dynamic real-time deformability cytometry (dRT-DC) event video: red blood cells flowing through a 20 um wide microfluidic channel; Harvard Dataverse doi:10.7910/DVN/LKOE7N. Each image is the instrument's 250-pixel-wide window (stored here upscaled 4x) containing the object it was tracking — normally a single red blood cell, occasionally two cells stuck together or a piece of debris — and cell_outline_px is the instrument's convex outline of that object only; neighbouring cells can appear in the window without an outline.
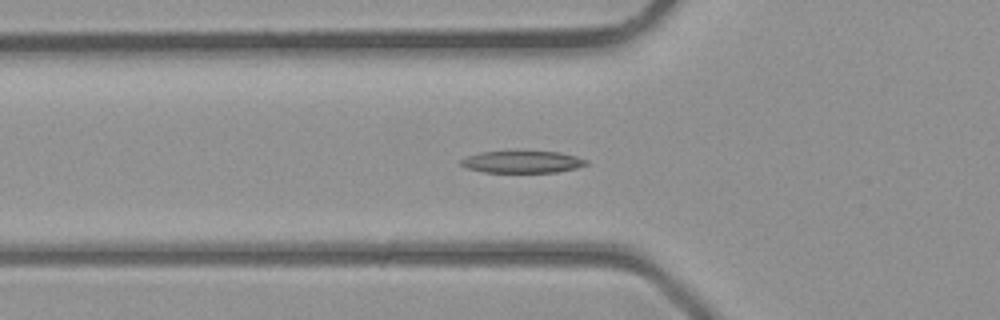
{"species": "common noctule bat (a hibernating species)", "species_latin": "Nyctalus noctula", "temperature_condition": "room temperature", "stored_images_in_passage": 41, "camera_frame_rate_fps": 3000, "um_per_image_px": 0.085, "animal": {"sex": "male", "body_mass_g": 23.1, "forearm_length_mm": 52.7}, "frame": {"image": 1, "passage_image": 15, "time_ms": 4.667, "image_size_px": [1000, 320], "cell_outline_px": [[588, 164], [576, 168], [556, 172], [484, 172], [468, 168], [460, 164], [460, 160], [468, 156], [480, 152], [560, 152], [576, 156], [588, 160]], "centroid_in_image_um": [44.42, 13.76], "position_along_channel_um": 81.4, "area_um2": 15.84}}
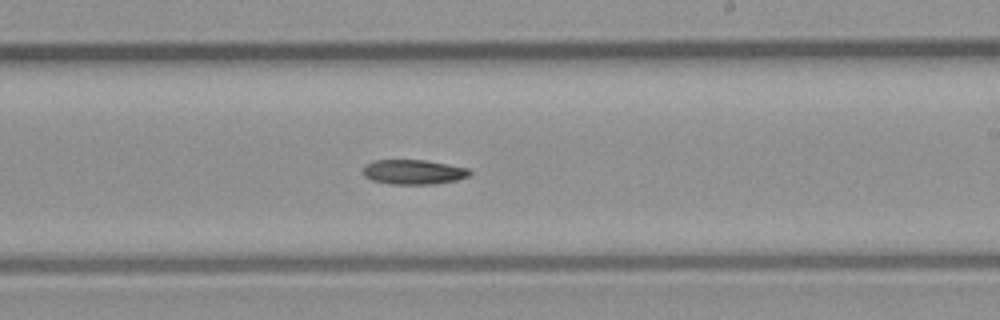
{"frame": {"image": 2, "passage_image": 25, "time_ms": 8.0, "image_size_px": [1000, 320], "cell_outline_px": [[472, 172], [468, 176], [456, 180], [436, 184], [388, 184], [372, 180], [364, 176], [364, 164], [376, 160], [424, 160], [448, 164], [468, 168]], "centroid_in_image_um": [35.14, 14.62], "position_along_channel_um": 253.9, "area_um2": 15.37}}
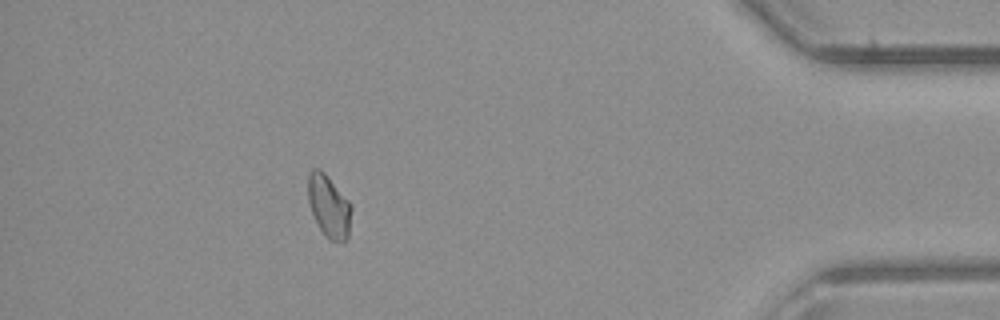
{"frame": {"image": 3, "passage_image": 37, "time_ms": 12.0, "image_size_px": [1000, 320], "cell_outline_px": [[352, 208], [348, 236], [344, 244], [328, 240], [324, 236], [312, 212], [308, 200], [308, 172], [312, 168], [320, 168], [324, 172], [352, 204]], "centroid_in_image_um": [27.97, 17.55], "position_along_channel_um": 407.2, "area_um2": 16.01}}